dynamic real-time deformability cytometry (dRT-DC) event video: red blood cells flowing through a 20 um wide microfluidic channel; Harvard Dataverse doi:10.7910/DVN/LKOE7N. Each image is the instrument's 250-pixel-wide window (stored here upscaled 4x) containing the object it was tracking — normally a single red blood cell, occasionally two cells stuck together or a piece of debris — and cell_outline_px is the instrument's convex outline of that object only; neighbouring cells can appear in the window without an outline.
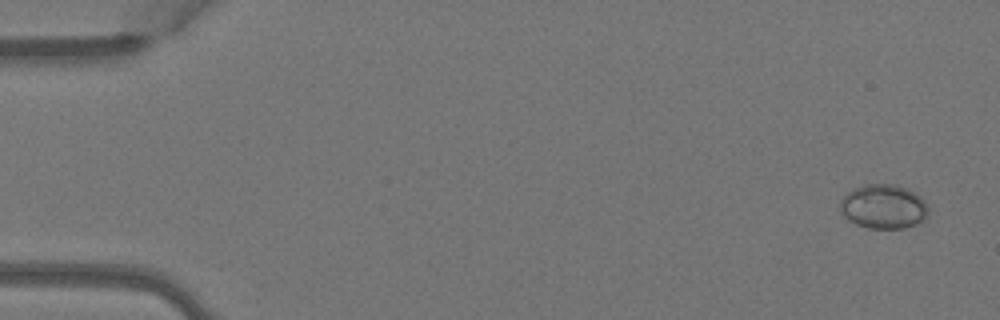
{"species": "Egyptian fruit bat (a non-hibernating species)", "species_latin": "Rousettus aegyptiacus", "temperature_condition": "warm", "stored_images_in_passage": 2, "camera_frame_rate_fps": 3000, "um_per_image_px": 0.085, "animal": {"sex": "female"}, "frame": {"image": 1, "passage_image": 1, "time_ms": 0.0, "image_size_px": [1000, 320], "cell_outline_px": [[928, 212], [924, 220], [916, 224], [904, 228], [868, 228], [856, 224], [848, 220], [840, 212], [840, 200], [852, 188], [864, 184], [896, 184], [908, 188], [920, 196], [928, 204]], "centroid_in_image_um": [75.1, 17.55], "position_along_channel_um": 9.9, "area_um2": 23.06}}